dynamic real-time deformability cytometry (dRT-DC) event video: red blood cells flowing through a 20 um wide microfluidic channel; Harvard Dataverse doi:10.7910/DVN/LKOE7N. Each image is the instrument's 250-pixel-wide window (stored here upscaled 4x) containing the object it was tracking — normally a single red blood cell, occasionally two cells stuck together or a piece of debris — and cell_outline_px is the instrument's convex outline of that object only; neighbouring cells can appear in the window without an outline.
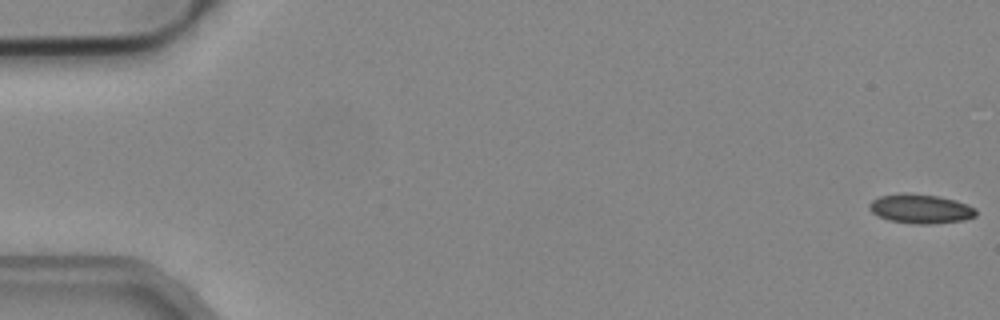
{"species": "common noctule bat (a hibernating species)", "species_latin": "Nyctalus noctula", "temperature_condition": "cold", "stored_images_in_passage": 52, "camera_frame_rate_fps": 3000, "um_per_image_px": 0.085, "animal": {"sex": "male", "body_mass_g": 19.2, "forearm_length_mm": 51.8}, "frame": {"image": 1, "passage_image": 1, "time_ms": 0.0, "image_size_px": [1000, 320], "cell_outline_px": [[976, 216], [964, 220], [932, 224], [916, 224], [888, 220], [872, 212], [868, 208], [868, 204], [872, 200], [880, 196], [904, 192], [936, 196], [956, 200], [976, 208]], "centroid_in_image_um": [78.24, 17.74], "position_along_channel_um": 6.8, "area_um2": 18.21}}
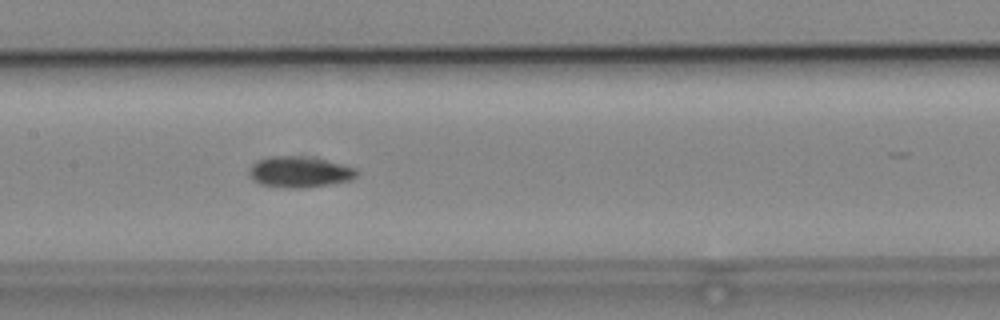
{"frame": {"image": 2, "passage_image": 26, "time_ms": 8.333, "image_size_px": [1000, 320], "cell_outline_px": [[360, 172], [356, 176], [348, 180], [328, 184], [296, 188], [284, 188], [260, 184], [252, 180], [248, 176], [248, 168], [256, 160], [268, 156], [296, 156], [324, 160], [356, 168]], "centroid_in_image_um": [25.37, 14.61], "position_along_channel_um": 182.0, "area_um2": 19.31}}
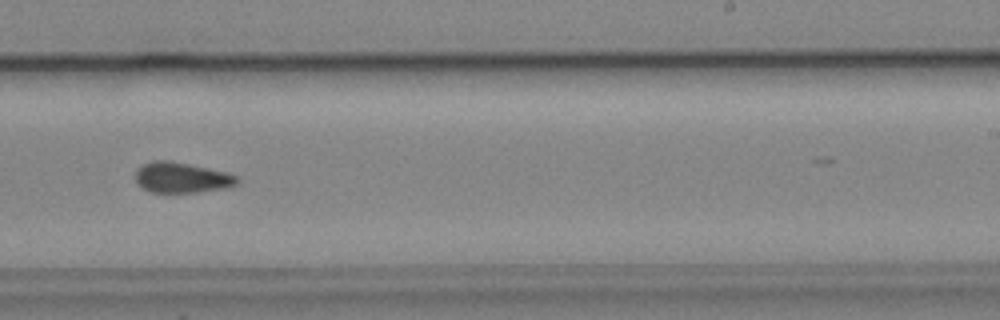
{"frame": {"image": 3, "passage_image": 33, "time_ms": 10.667, "image_size_px": [1000, 320], "cell_outline_px": [[236, 184], [224, 188], [196, 192], [152, 192], [136, 184], [136, 168], [152, 160], [168, 160], [228, 172], [236, 176]], "centroid_in_image_um": [15.39, 15.08], "position_along_channel_um": 273.6, "area_um2": 17.86}, "authors_computed_cell_mechanics": {"area_um2": 18.207, "velocity_mm_per_s": 3.9482, "shape_relaxation_time_tau1_ms": null, "shape_relaxation_time_tau2_ms": 6.9938, "deformation_change_tau1": null, "deformation_change_tau2": 0.1329}}